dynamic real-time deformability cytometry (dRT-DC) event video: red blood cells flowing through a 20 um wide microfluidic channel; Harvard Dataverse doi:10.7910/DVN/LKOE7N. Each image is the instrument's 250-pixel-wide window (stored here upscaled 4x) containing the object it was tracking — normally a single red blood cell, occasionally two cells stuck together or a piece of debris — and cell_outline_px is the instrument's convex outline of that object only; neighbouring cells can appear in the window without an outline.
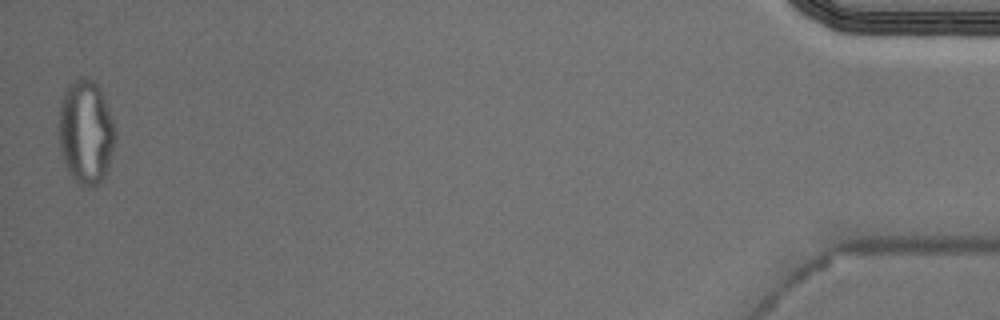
{"species": "Egyptian fruit bat (a non-hibernating species)", "species_latin": "Rousettus aegyptiacus", "temperature_condition": "cold", "stored_images_in_passage": 54, "camera_frame_rate_fps": 3000, "um_per_image_px": 0.085, "animal": {"sex": "male"}, "frame": {"image": 1, "passage_image": 54, "time_ms": 17.667, "image_size_px": [1000, 320], "cell_outline_px": [[116, 140], [108, 172], [96, 184], [80, 184], [68, 172], [60, 148], [60, 104], [64, 92], [68, 84], [84, 76], [92, 80], [100, 88], [116, 128]], "centroid_in_image_um": [7.33, 11.2], "position_along_channel_um": 427.9, "area_um2": 33.93}, "authors_computed_cell_mechanics": {"area_um2": 22.0796, "velocity_mm_per_s": 3.6776, "shape_relaxation_time_tau1_ms": null, "shape_relaxation_time_tau2_ms": 1.512, "deformation_change_tau1": null, "deformation_change_tau2": 0.0649}}